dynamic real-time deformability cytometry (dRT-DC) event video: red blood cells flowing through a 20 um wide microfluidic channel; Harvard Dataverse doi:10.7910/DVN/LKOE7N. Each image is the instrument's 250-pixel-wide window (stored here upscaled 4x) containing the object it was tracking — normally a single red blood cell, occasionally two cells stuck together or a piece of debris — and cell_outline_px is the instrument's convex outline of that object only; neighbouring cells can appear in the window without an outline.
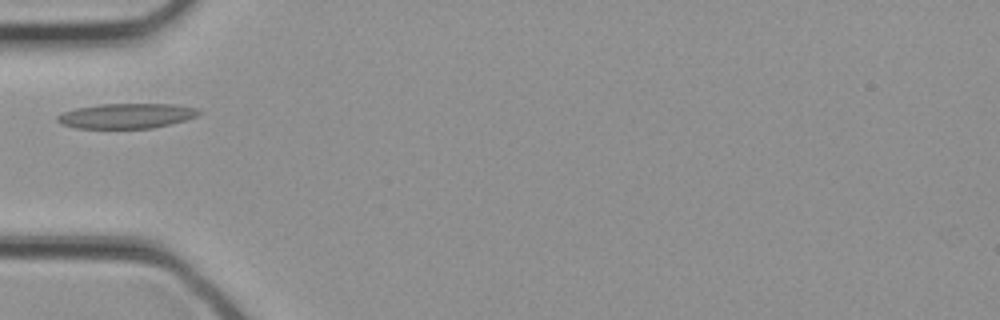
{"species": "common noctule bat (a hibernating species)", "species_latin": "Nyctalus noctula", "temperature_condition": "cold", "stored_images_in_passage": 15, "camera_frame_rate_fps": 3000, "um_per_image_px": 0.085, "animal": {"sex": "female", "body_mass_g": 21.9}, "frame": {"image": 1, "passage_image": 4, "time_ms": 1.0, "image_size_px": [1000, 320], "cell_outline_px": [[200, 112], [196, 116], [184, 120], [152, 128], [76, 128], [60, 124], [56, 120], [56, 116], [64, 112], [76, 108], [100, 104], [172, 104], [196, 108]], "centroid_in_image_um": [10.69, 9.85], "position_along_channel_um": 74.3, "area_um2": 20.4}}
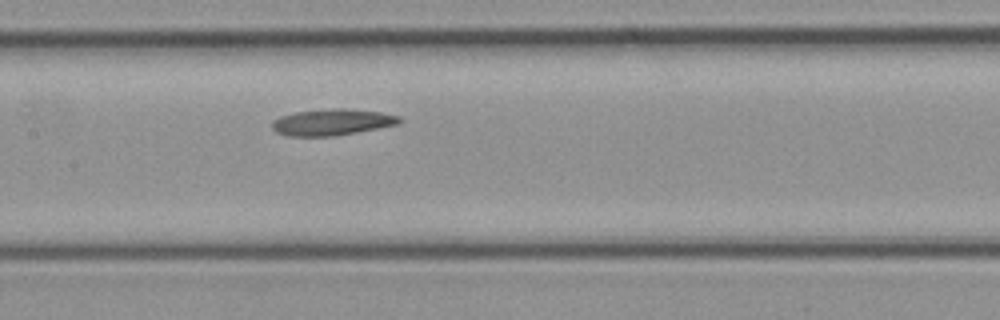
{"frame": {"image": 2, "passage_image": 9, "time_ms": 2.667, "image_size_px": [1000, 320], "cell_outline_px": [[400, 120], [396, 124], [336, 136], [288, 136], [276, 132], [272, 128], [272, 120], [280, 116], [296, 112], [340, 108], [348, 108], [380, 112], [400, 116]], "centroid_in_image_um": [28.18, 10.38], "position_along_channel_um": 179.2, "area_um2": 19.31}}
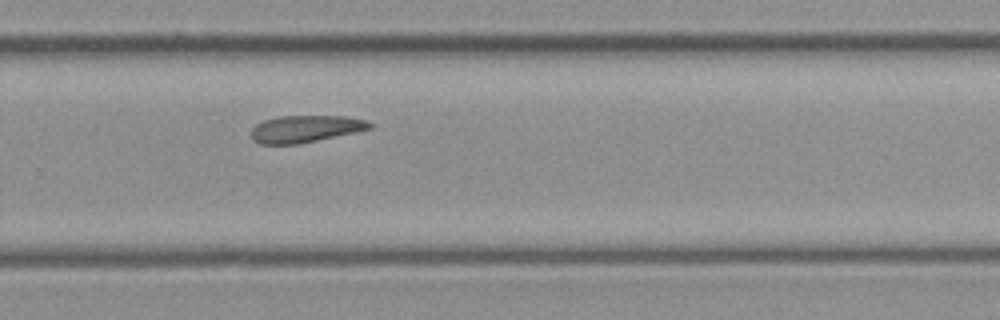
{"frame": {"image": 3, "passage_image": 15, "time_ms": 4.667, "image_size_px": [1000, 320], "cell_outline_px": [[372, 128], [356, 132], [300, 144], [260, 144], [252, 140], [252, 128], [256, 124], [264, 120], [280, 116], [344, 116], [368, 120], [372, 124]], "centroid_in_image_um": [25.97, 10.95], "position_along_channel_um": 303.8, "area_um2": 18.73}}